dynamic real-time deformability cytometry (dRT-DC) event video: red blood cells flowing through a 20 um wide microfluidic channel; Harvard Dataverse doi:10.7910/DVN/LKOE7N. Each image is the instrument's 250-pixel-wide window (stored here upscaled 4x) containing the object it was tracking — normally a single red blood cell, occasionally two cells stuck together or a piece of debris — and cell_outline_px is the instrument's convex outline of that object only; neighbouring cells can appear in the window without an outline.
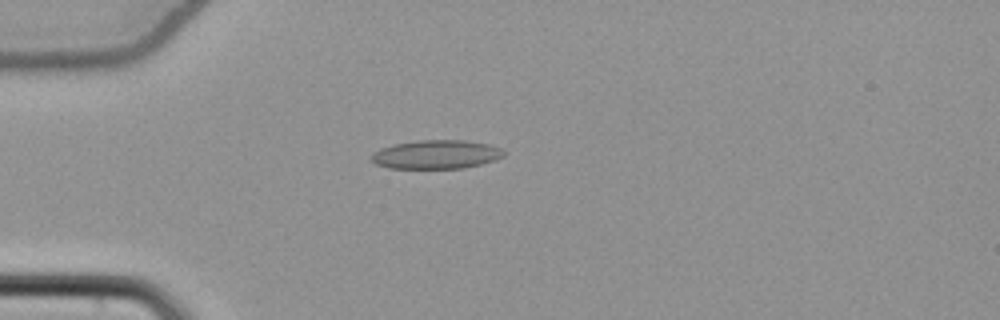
{"species": "common noctule bat (a hibernating species)", "species_latin": "Nyctalus noctula", "temperature_condition": "cold", "stored_images_in_passage": 44, "camera_frame_rate_fps": 3000, "um_per_image_px": 0.085, "animal": {"sex": "female", "body_mass_g": 22.7, "forearm_length_mm": 54.2}, "frame": {"image": 1, "passage_image": 5, "time_ms": 1.333, "image_size_px": [1000, 320], "cell_outline_px": [[504, 156], [480, 164], [464, 168], [388, 168], [376, 164], [368, 156], [372, 152], [380, 148], [392, 144], [420, 140], [464, 140], [488, 144], [500, 148], [504, 152]], "centroid_in_image_um": [37.01, 13.12], "position_along_channel_um": 48.0, "area_um2": 22.2}}
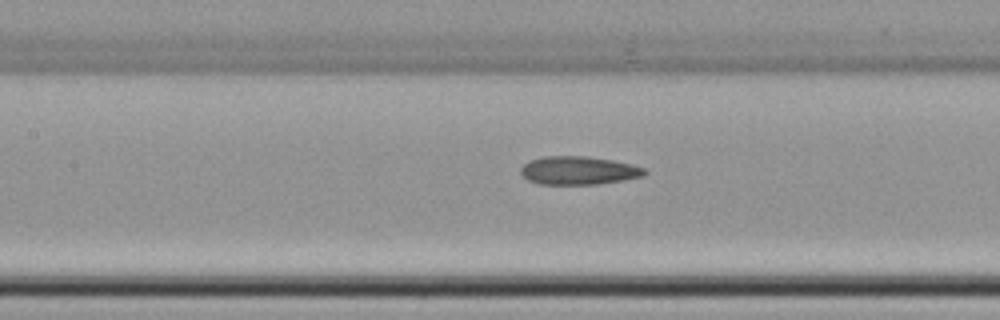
{"frame": {"image": 2, "passage_image": 15, "time_ms": 4.667, "image_size_px": [1000, 320], "cell_outline_px": [[648, 172], [644, 176], [624, 180], [596, 184], [540, 184], [528, 180], [520, 172], [520, 168], [528, 160], [544, 156], [588, 156], [612, 160], [632, 164], [644, 168]], "centroid_in_image_um": [49.18, 14.48], "position_along_channel_um": 158.2, "area_um2": 20.52}}
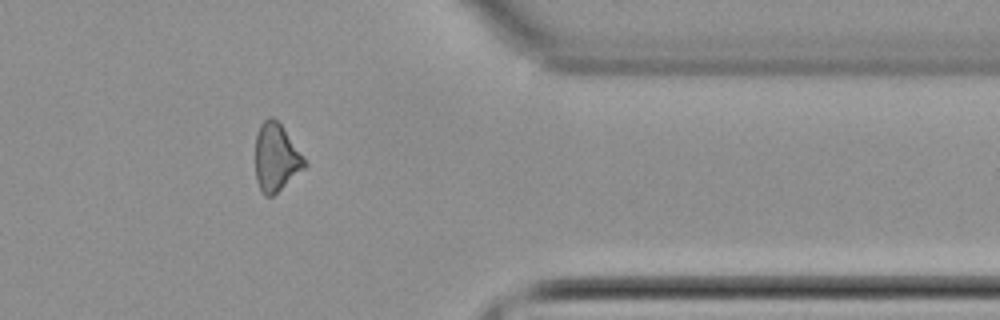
{"frame": {"image": 3, "passage_image": 34, "time_ms": 11.0, "image_size_px": [1000, 320], "cell_outline_px": [[308, 164], [304, 168], [272, 196], [264, 196], [256, 180], [256, 132], [260, 124], [268, 116], [272, 116], [284, 128]], "centroid_in_image_um": [23.45, 13.36], "position_along_channel_um": 388.0, "area_um2": 19.19}, "authors_computed_cell_mechanics": {"area_um2": 20.3456, "velocity_mm_per_s": 3.8717, "shape_relaxation_time_tau1_ms": null, "shape_relaxation_time_tau2_ms": 6.0698, "deformation_change_tau1": null, "deformation_change_tau2": 0.1448}}